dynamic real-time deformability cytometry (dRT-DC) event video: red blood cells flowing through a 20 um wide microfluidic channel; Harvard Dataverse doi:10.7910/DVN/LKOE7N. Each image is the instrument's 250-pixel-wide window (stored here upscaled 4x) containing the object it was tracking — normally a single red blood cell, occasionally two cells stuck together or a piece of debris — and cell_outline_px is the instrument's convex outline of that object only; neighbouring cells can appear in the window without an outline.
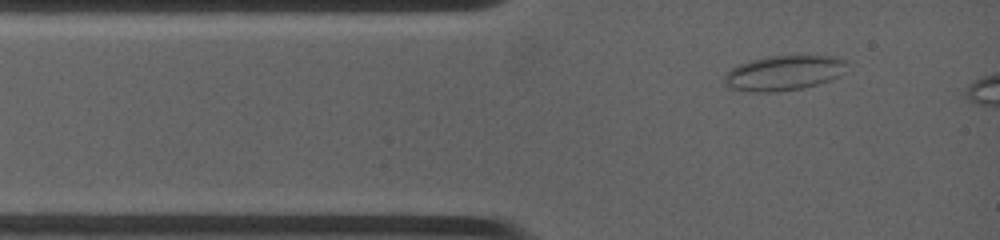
{"species": "common noctule bat (a hibernating species)", "species_latin": "Nyctalus noctula", "temperature_condition": "warm", "stored_images_in_passage": 35, "camera_frame_rate_fps": 4500, "um_per_image_px": 0.085, "animal": {"sex": "female", "body_mass_g": 19.0, "forearm_length_mm": 53.3}, "frame": {"image": 1, "passage_image": 1, "time_ms": 0.0, "image_size_px": [1000, 240], "cell_outline_px": [[844, 60], [836, 76], [828, 80], [816, 84], [800, 88], [776, 92], [760, 92], [728, 88], [724, 84], [724, 80], [728, 72], [732, 68], [740, 64], [752, 60], [776, 56], [828, 56]], "centroid_in_image_um": [66.5, 6.22], "position_along_channel_um": 18.5, "area_um2": 23.81}}
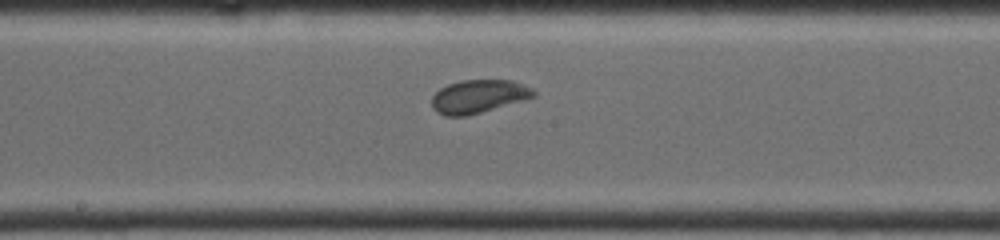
{"frame": {"image": 2, "passage_image": 21, "time_ms": 5.333, "image_size_px": [1000, 240], "cell_outline_px": [[536, 96], [524, 100], [468, 116], [444, 116], [436, 112], [432, 108], [432, 96], [440, 88], [448, 84], [460, 80], [512, 80], [532, 88], [536, 92]], "centroid_in_image_um": [40.66, 8.2], "position_along_channel_um": 207.5, "area_um2": 19.88}}
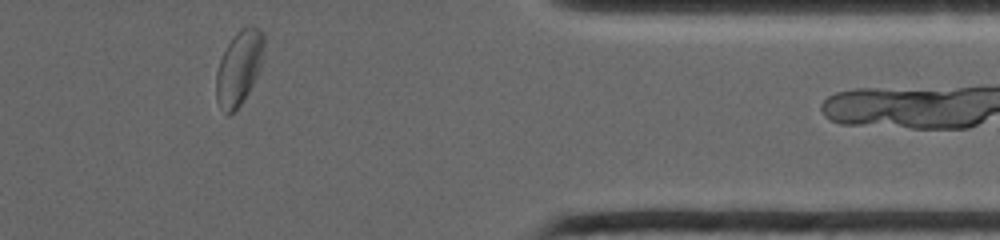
{"frame": {"image": 3, "passage_image": 34, "time_ms": 10.667, "image_size_px": [1000, 240], "cell_outline_px": [[264, 48], [260, 68], [248, 92], [240, 104], [228, 116], [224, 112], [216, 100], [216, 72], [220, 60], [232, 36], [240, 28], [248, 24], [252, 24], [260, 28], [264, 32]], "centroid_in_image_um": [20.32, 5.69], "position_along_channel_um": 391.1, "area_um2": 20.75}}